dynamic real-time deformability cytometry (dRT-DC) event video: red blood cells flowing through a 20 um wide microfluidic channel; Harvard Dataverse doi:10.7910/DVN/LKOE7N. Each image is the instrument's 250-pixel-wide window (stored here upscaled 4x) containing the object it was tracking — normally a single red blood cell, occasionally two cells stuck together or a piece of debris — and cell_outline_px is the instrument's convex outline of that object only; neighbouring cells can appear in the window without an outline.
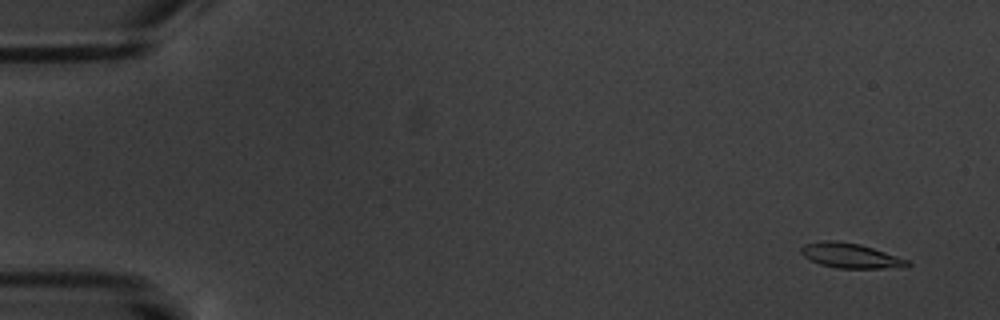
{"species": "common noctule bat (a hibernating species)", "species_latin": "Nyctalus noctula", "temperature_condition": "warm", "stored_images_in_passage": 7, "camera_frame_rate_fps": 3000, "um_per_image_px": 0.085, "animal": {"sex": "male", "body_mass_g": 20.1, "forearm_length_mm": 53.5}, "frame": {"image": 1, "passage_image": 2, "time_ms": 1.0, "image_size_px": [1000, 320], "cell_outline_px": [[912, 264], [908, 268], [836, 268], [820, 264], [804, 256], [800, 252], [800, 248], [804, 244], [824, 240], [836, 240], [860, 244], [908, 260]], "centroid_in_image_um": [72.31, 21.73], "position_along_channel_um": 12.7, "area_um2": 15.43}}
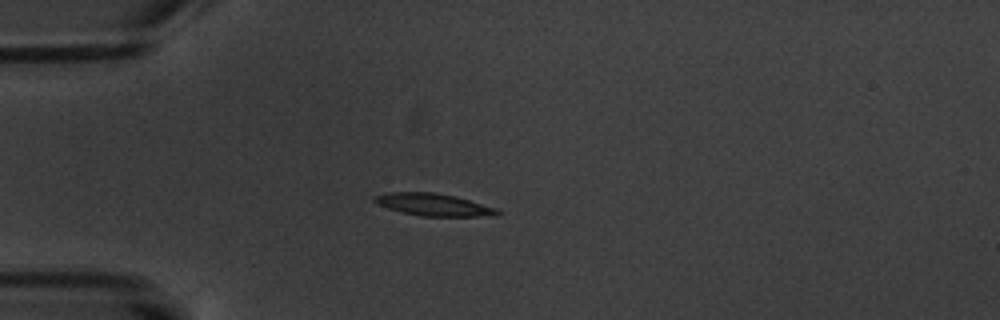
{"frame": {"image": 2, "passage_image": 5, "time_ms": 5.333, "image_size_px": [1000, 320], "cell_outline_px": [[500, 212], [496, 216], [420, 216], [400, 212], [376, 204], [372, 200], [372, 196], [388, 192], [436, 192], [456, 196], [496, 208]], "centroid_in_image_um": [36.79, 17.39], "position_along_channel_um": 48.2, "area_um2": 16.13}}